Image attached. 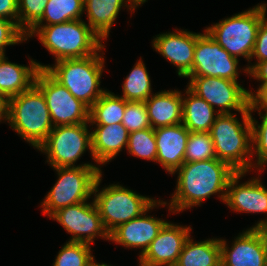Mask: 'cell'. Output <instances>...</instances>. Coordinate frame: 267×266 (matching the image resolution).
<instances>
[{"mask_svg":"<svg viewBox=\"0 0 267 266\" xmlns=\"http://www.w3.org/2000/svg\"><path fill=\"white\" fill-rule=\"evenodd\" d=\"M178 173L176 190L170 200L169 210L180 212L201 203L211 195L224 202L230 179L237 173L230 165L217 158L183 163L172 175Z\"/></svg>","mask_w":267,"mask_h":266,"instance_id":"obj_1","label":"cell"},{"mask_svg":"<svg viewBox=\"0 0 267 266\" xmlns=\"http://www.w3.org/2000/svg\"><path fill=\"white\" fill-rule=\"evenodd\" d=\"M36 35L55 56L56 62L91 56L105 47L100 37L82 19L49 26H32L25 33L26 41Z\"/></svg>","mask_w":267,"mask_h":266,"instance_id":"obj_2","label":"cell"},{"mask_svg":"<svg viewBox=\"0 0 267 266\" xmlns=\"http://www.w3.org/2000/svg\"><path fill=\"white\" fill-rule=\"evenodd\" d=\"M251 112H241L242 122L236 113L219 114L209 133L211 135L216 157L226 162L236 172L252 169V126Z\"/></svg>","mask_w":267,"mask_h":266,"instance_id":"obj_3","label":"cell"},{"mask_svg":"<svg viewBox=\"0 0 267 266\" xmlns=\"http://www.w3.org/2000/svg\"><path fill=\"white\" fill-rule=\"evenodd\" d=\"M6 121L35 149L54 128L45 97L35 84L7 101Z\"/></svg>","mask_w":267,"mask_h":266,"instance_id":"obj_4","label":"cell"},{"mask_svg":"<svg viewBox=\"0 0 267 266\" xmlns=\"http://www.w3.org/2000/svg\"><path fill=\"white\" fill-rule=\"evenodd\" d=\"M104 58L98 52L84 58L63 59L50 65L39 64L57 82L89 108L106 91L100 89V79L104 68Z\"/></svg>","mask_w":267,"mask_h":266,"instance_id":"obj_5","label":"cell"},{"mask_svg":"<svg viewBox=\"0 0 267 266\" xmlns=\"http://www.w3.org/2000/svg\"><path fill=\"white\" fill-rule=\"evenodd\" d=\"M267 4H258L244 12L225 18L205 30L230 55L243 56L250 63L261 21Z\"/></svg>","mask_w":267,"mask_h":266,"instance_id":"obj_6","label":"cell"},{"mask_svg":"<svg viewBox=\"0 0 267 266\" xmlns=\"http://www.w3.org/2000/svg\"><path fill=\"white\" fill-rule=\"evenodd\" d=\"M54 170L58 172V180L41 204L43 214L49 217L63 207L88 201L102 173L98 166L91 163L76 167H56Z\"/></svg>","mask_w":267,"mask_h":266,"instance_id":"obj_7","label":"cell"},{"mask_svg":"<svg viewBox=\"0 0 267 266\" xmlns=\"http://www.w3.org/2000/svg\"><path fill=\"white\" fill-rule=\"evenodd\" d=\"M101 181L102 173L95 183L93 195L103 226L109 234L119 225L139 217L156 201L118 184L99 191Z\"/></svg>","mask_w":267,"mask_h":266,"instance_id":"obj_8","label":"cell"},{"mask_svg":"<svg viewBox=\"0 0 267 266\" xmlns=\"http://www.w3.org/2000/svg\"><path fill=\"white\" fill-rule=\"evenodd\" d=\"M89 123L56 126L46 140L38 147L47 154V162L53 167H76L75 162L90 150L92 156L91 133Z\"/></svg>","mask_w":267,"mask_h":266,"instance_id":"obj_9","label":"cell"},{"mask_svg":"<svg viewBox=\"0 0 267 266\" xmlns=\"http://www.w3.org/2000/svg\"><path fill=\"white\" fill-rule=\"evenodd\" d=\"M34 84L45 97L54 127L89 123L90 108L76 99L45 69L38 70Z\"/></svg>","mask_w":267,"mask_h":266,"instance_id":"obj_10","label":"cell"},{"mask_svg":"<svg viewBox=\"0 0 267 266\" xmlns=\"http://www.w3.org/2000/svg\"><path fill=\"white\" fill-rule=\"evenodd\" d=\"M186 78H190L187 87L214 109L217 106L219 114H230L232 109L239 113L250 112L249 90L238 81L210 76Z\"/></svg>","mask_w":267,"mask_h":266,"instance_id":"obj_11","label":"cell"},{"mask_svg":"<svg viewBox=\"0 0 267 266\" xmlns=\"http://www.w3.org/2000/svg\"><path fill=\"white\" fill-rule=\"evenodd\" d=\"M239 59L230 55L205 30L197 33L194 61L187 77L210 76L237 81Z\"/></svg>","mask_w":267,"mask_h":266,"instance_id":"obj_12","label":"cell"},{"mask_svg":"<svg viewBox=\"0 0 267 266\" xmlns=\"http://www.w3.org/2000/svg\"><path fill=\"white\" fill-rule=\"evenodd\" d=\"M49 218L59 222L72 235L69 242L91 245L97 236L109 240L94 199L92 203L84 201L63 207Z\"/></svg>","mask_w":267,"mask_h":266,"instance_id":"obj_13","label":"cell"},{"mask_svg":"<svg viewBox=\"0 0 267 266\" xmlns=\"http://www.w3.org/2000/svg\"><path fill=\"white\" fill-rule=\"evenodd\" d=\"M221 266H266L267 229L253 228L240 233L229 248L220 239Z\"/></svg>","mask_w":267,"mask_h":266,"instance_id":"obj_14","label":"cell"},{"mask_svg":"<svg viewBox=\"0 0 267 266\" xmlns=\"http://www.w3.org/2000/svg\"><path fill=\"white\" fill-rule=\"evenodd\" d=\"M246 172H237L229 181L224 203L233 211L244 213L267 214V188L260 178H254L246 183H239ZM253 228L267 229V219L260 220Z\"/></svg>","mask_w":267,"mask_h":266,"instance_id":"obj_15","label":"cell"},{"mask_svg":"<svg viewBox=\"0 0 267 266\" xmlns=\"http://www.w3.org/2000/svg\"><path fill=\"white\" fill-rule=\"evenodd\" d=\"M192 228L167 222L148 249L139 257L140 266H175Z\"/></svg>","mask_w":267,"mask_h":266,"instance_id":"obj_16","label":"cell"},{"mask_svg":"<svg viewBox=\"0 0 267 266\" xmlns=\"http://www.w3.org/2000/svg\"><path fill=\"white\" fill-rule=\"evenodd\" d=\"M167 202L156 200L145 212L126 223L119 225L109 234V240L126 248H142L140 255L148 249L150 243L157 237L159 231L168 222L152 216H145L157 205L165 206Z\"/></svg>","mask_w":267,"mask_h":266,"instance_id":"obj_17","label":"cell"},{"mask_svg":"<svg viewBox=\"0 0 267 266\" xmlns=\"http://www.w3.org/2000/svg\"><path fill=\"white\" fill-rule=\"evenodd\" d=\"M197 33L187 30L157 35L152 46L159 54L177 67L179 77H187L192 70Z\"/></svg>","mask_w":267,"mask_h":266,"instance_id":"obj_18","label":"cell"},{"mask_svg":"<svg viewBox=\"0 0 267 266\" xmlns=\"http://www.w3.org/2000/svg\"><path fill=\"white\" fill-rule=\"evenodd\" d=\"M157 145L156 162L172 174L184 163L186 143L190 131L182 124L154 129Z\"/></svg>","mask_w":267,"mask_h":266,"instance_id":"obj_19","label":"cell"},{"mask_svg":"<svg viewBox=\"0 0 267 266\" xmlns=\"http://www.w3.org/2000/svg\"><path fill=\"white\" fill-rule=\"evenodd\" d=\"M129 132L120 123L96 125L91 132L92 159L104 165L118 155L128 145Z\"/></svg>","mask_w":267,"mask_h":266,"instance_id":"obj_20","label":"cell"},{"mask_svg":"<svg viewBox=\"0 0 267 266\" xmlns=\"http://www.w3.org/2000/svg\"><path fill=\"white\" fill-rule=\"evenodd\" d=\"M151 128L156 129L182 123V93L164 90L152 94L145 101Z\"/></svg>","mask_w":267,"mask_h":266,"instance_id":"obj_21","label":"cell"},{"mask_svg":"<svg viewBox=\"0 0 267 266\" xmlns=\"http://www.w3.org/2000/svg\"><path fill=\"white\" fill-rule=\"evenodd\" d=\"M7 59L0 55V94L8 101L34 84L40 63L30 59L29 66H22Z\"/></svg>","mask_w":267,"mask_h":266,"instance_id":"obj_22","label":"cell"},{"mask_svg":"<svg viewBox=\"0 0 267 266\" xmlns=\"http://www.w3.org/2000/svg\"><path fill=\"white\" fill-rule=\"evenodd\" d=\"M122 6H126L131 12L138 7L133 0H84L88 25L101 40H106L109 36L110 29Z\"/></svg>","mask_w":267,"mask_h":266,"instance_id":"obj_23","label":"cell"},{"mask_svg":"<svg viewBox=\"0 0 267 266\" xmlns=\"http://www.w3.org/2000/svg\"><path fill=\"white\" fill-rule=\"evenodd\" d=\"M185 94L187 97L182 95V124L190 132H209L219 113L188 87Z\"/></svg>","mask_w":267,"mask_h":266,"instance_id":"obj_24","label":"cell"},{"mask_svg":"<svg viewBox=\"0 0 267 266\" xmlns=\"http://www.w3.org/2000/svg\"><path fill=\"white\" fill-rule=\"evenodd\" d=\"M191 237L184 243L175 266H221L220 239L194 242Z\"/></svg>","mask_w":267,"mask_h":266,"instance_id":"obj_25","label":"cell"},{"mask_svg":"<svg viewBox=\"0 0 267 266\" xmlns=\"http://www.w3.org/2000/svg\"><path fill=\"white\" fill-rule=\"evenodd\" d=\"M125 108L126 100L106 90L90 107L89 123L92 126L122 124Z\"/></svg>","mask_w":267,"mask_h":266,"instance_id":"obj_26","label":"cell"},{"mask_svg":"<svg viewBox=\"0 0 267 266\" xmlns=\"http://www.w3.org/2000/svg\"><path fill=\"white\" fill-rule=\"evenodd\" d=\"M83 12L84 0H49L42 17L33 26H49L80 20ZM43 21H46V24H43Z\"/></svg>","mask_w":267,"mask_h":266,"instance_id":"obj_27","label":"cell"},{"mask_svg":"<svg viewBox=\"0 0 267 266\" xmlns=\"http://www.w3.org/2000/svg\"><path fill=\"white\" fill-rule=\"evenodd\" d=\"M145 66L140 58L129 75L126 76L125 81H123V95L121 96L124 100L145 102L152 96L151 80Z\"/></svg>","mask_w":267,"mask_h":266,"instance_id":"obj_28","label":"cell"},{"mask_svg":"<svg viewBox=\"0 0 267 266\" xmlns=\"http://www.w3.org/2000/svg\"><path fill=\"white\" fill-rule=\"evenodd\" d=\"M217 158L209 132H190L184 155V163Z\"/></svg>","mask_w":267,"mask_h":266,"instance_id":"obj_29","label":"cell"},{"mask_svg":"<svg viewBox=\"0 0 267 266\" xmlns=\"http://www.w3.org/2000/svg\"><path fill=\"white\" fill-rule=\"evenodd\" d=\"M126 150L138 158L156 161L157 145L153 128H146L129 133Z\"/></svg>","mask_w":267,"mask_h":266,"instance_id":"obj_30","label":"cell"},{"mask_svg":"<svg viewBox=\"0 0 267 266\" xmlns=\"http://www.w3.org/2000/svg\"><path fill=\"white\" fill-rule=\"evenodd\" d=\"M91 245L79 242H67L58 252L53 266H89L94 258Z\"/></svg>","mask_w":267,"mask_h":266,"instance_id":"obj_31","label":"cell"},{"mask_svg":"<svg viewBox=\"0 0 267 266\" xmlns=\"http://www.w3.org/2000/svg\"><path fill=\"white\" fill-rule=\"evenodd\" d=\"M261 119V124H257L258 121L252 117L251 112V126H252V155L257 157V163H254V168H260L265 170L267 163V111L262 114L261 110H257ZM255 148V149H254ZM255 150V151H254ZM255 152V153H254Z\"/></svg>","mask_w":267,"mask_h":266,"instance_id":"obj_32","label":"cell"},{"mask_svg":"<svg viewBox=\"0 0 267 266\" xmlns=\"http://www.w3.org/2000/svg\"><path fill=\"white\" fill-rule=\"evenodd\" d=\"M122 125L129 133L151 128L145 102L126 101Z\"/></svg>","mask_w":267,"mask_h":266,"instance_id":"obj_33","label":"cell"},{"mask_svg":"<svg viewBox=\"0 0 267 266\" xmlns=\"http://www.w3.org/2000/svg\"><path fill=\"white\" fill-rule=\"evenodd\" d=\"M49 0H18V27L26 33L43 15Z\"/></svg>","mask_w":267,"mask_h":266,"instance_id":"obj_34","label":"cell"},{"mask_svg":"<svg viewBox=\"0 0 267 266\" xmlns=\"http://www.w3.org/2000/svg\"><path fill=\"white\" fill-rule=\"evenodd\" d=\"M26 41L25 33L12 21L0 18V55H5L8 45Z\"/></svg>","mask_w":267,"mask_h":266,"instance_id":"obj_35","label":"cell"},{"mask_svg":"<svg viewBox=\"0 0 267 266\" xmlns=\"http://www.w3.org/2000/svg\"><path fill=\"white\" fill-rule=\"evenodd\" d=\"M256 57V61L262 62L267 60V18L265 17L259 26L257 38L255 41L251 58Z\"/></svg>","mask_w":267,"mask_h":266,"instance_id":"obj_36","label":"cell"},{"mask_svg":"<svg viewBox=\"0 0 267 266\" xmlns=\"http://www.w3.org/2000/svg\"><path fill=\"white\" fill-rule=\"evenodd\" d=\"M244 70L246 74L251 75V78H255L256 80H259L261 82L257 92H249L250 99L252 100L262 89L267 88V60L254 63V65H247Z\"/></svg>","mask_w":267,"mask_h":266,"instance_id":"obj_37","label":"cell"},{"mask_svg":"<svg viewBox=\"0 0 267 266\" xmlns=\"http://www.w3.org/2000/svg\"><path fill=\"white\" fill-rule=\"evenodd\" d=\"M0 18L10 20L18 26V0H0Z\"/></svg>","mask_w":267,"mask_h":266,"instance_id":"obj_38","label":"cell"},{"mask_svg":"<svg viewBox=\"0 0 267 266\" xmlns=\"http://www.w3.org/2000/svg\"><path fill=\"white\" fill-rule=\"evenodd\" d=\"M250 112L254 110L267 111V88L262 89L252 100L249 106Z\"/></svg>","mask_w":267,"mask_h":266,"instance_id":"obj_39","label":"cell"},{"mask_svg":"<svg viewBox=\"0 0 267 266\" xmlns=\"http://www.w3.org/2000/svg\"><path fill=\"white\" fill-rule=\"evenodd\" d=\"M7 117V100L0 94V122Z\"/></svg>","mask_w":267,"mask_h":266,"instance_id":"obj_40","label":"cell"},{"mask_svg":"<svg viewBox=\"0 0 267 266\" xmlns=\"http://www.w3.org/2000/svg\"><path fill=\"white\" fill-rule=\"evenodd\" d=\"M94 260L95 259L93 258L92 261L90 262L89 266H111V265H107L106 263L99 264V263L95 262Z\"/></svg>","mask_w":267,"mask_h":266,"instance_id":"obj_41","label":"cell"},{"mask_svg":"<svg viewBox=\"0 0 267 266\" xmlns=\"http://www.w3.org/2000/svg\"><path fill=\"white\" fill-rule=\"evenodd\" d=\"M138 6H141L143 3H145L147 0H133Z\"/></svg>","mask_w":267,"mask_h":266,"instance_id":"obj_42","label":"cell"}]
</instances>
